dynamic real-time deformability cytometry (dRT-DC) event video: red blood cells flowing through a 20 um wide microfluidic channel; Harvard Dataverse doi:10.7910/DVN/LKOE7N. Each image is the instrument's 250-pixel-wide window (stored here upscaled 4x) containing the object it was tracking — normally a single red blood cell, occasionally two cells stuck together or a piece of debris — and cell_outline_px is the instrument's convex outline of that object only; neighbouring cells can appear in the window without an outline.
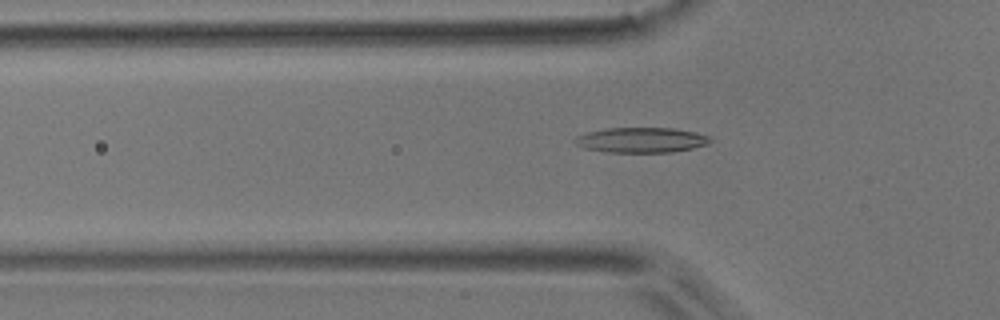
{"species": "common noctule bat (a hibernating species)", "species_latin": "Nyctalus noctula", "temperature_condition": "room temperature", "stored_images_in_passage": 50, "camera_frame_rate_fps": 3000, "um_per_image_px": 0.085, "animal": {"sex": "male", "body_mass_g": 17.9}, "frame": {"image": 1, "passage_image": 16, "time_ms": 5.0, "image_size_px": [1000, 320], "cell_outline_px": [[712, 140], [708, 144], [692, 148], [672, 152], [608, 152], [584, 148], [576, 144], [572, 140], [576, 136], [588, 132], [608, 128], [672, 128], [696, 132], [708, 136]], "centroid_in_image_um": [54.5, 11.9], "position_along_channel_um": 71.3, "area_um2": 19.77}}
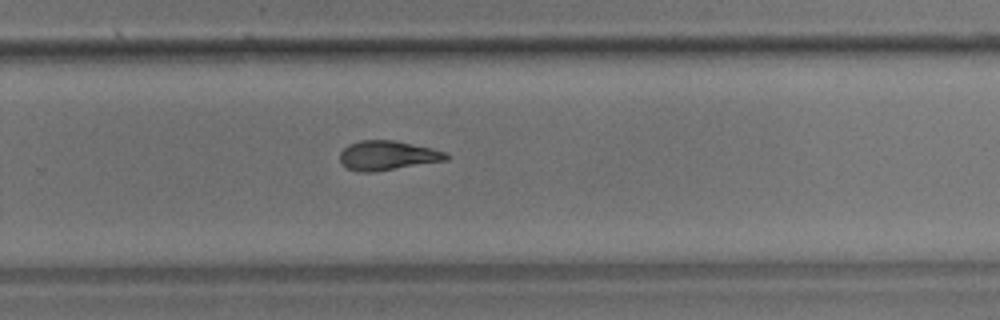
{"frame": {"image": 2, "passage_image": 33, "time_ms": 10.667, "image_size_px": [1000, 320], "cell_outline_px": [[448, 160], [376, 172], [356, 172], [340, 164], [340, 152], [348, 144], [360, 140], [392, 140], [432, 148], [448, 152]], "centroid_in_image_um": [32.92, 13.22], "position_along_channel_um": 296.9, "area_um2": 18.44}}
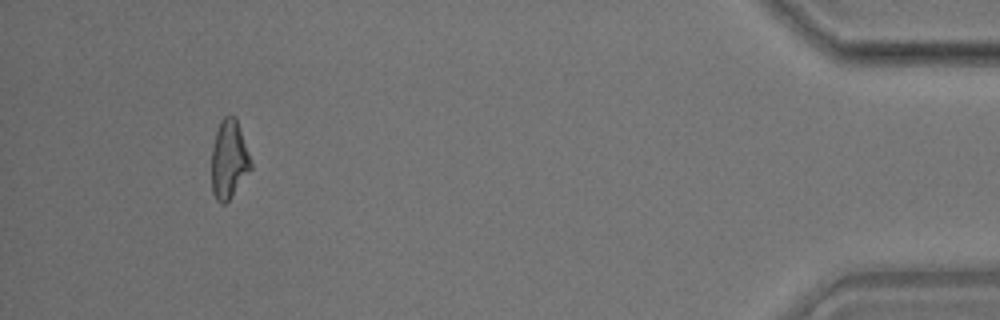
{"frame": {"image": 3, "passage_image": 47, "time_ms": 15.333, "image_size_px": [1000, 320], "cell_outline_px": [[252, 168], [228, 200], [224, 204], [220, 204], [216, 200], [212, 192], [212, 144], [220, 120], [224, 116], [236, 116], [252, 164]], "centroid_in_image_um": [19.44, 13.54], "position_along_channel_um": 415.8, "area_um2": 17.86}, "authors_computed_cell_mechanics": {"area_um2": 18.5249, "velocity_mm_per_s": 3.9695, "shape_relaxation_time_tau1_ms": 6.3625, "shape_relaxation_time_tau2_ms": 4.3652, "deformation_change_tau1": 0.1841, "deformation_change_tau2": 0.1059}}